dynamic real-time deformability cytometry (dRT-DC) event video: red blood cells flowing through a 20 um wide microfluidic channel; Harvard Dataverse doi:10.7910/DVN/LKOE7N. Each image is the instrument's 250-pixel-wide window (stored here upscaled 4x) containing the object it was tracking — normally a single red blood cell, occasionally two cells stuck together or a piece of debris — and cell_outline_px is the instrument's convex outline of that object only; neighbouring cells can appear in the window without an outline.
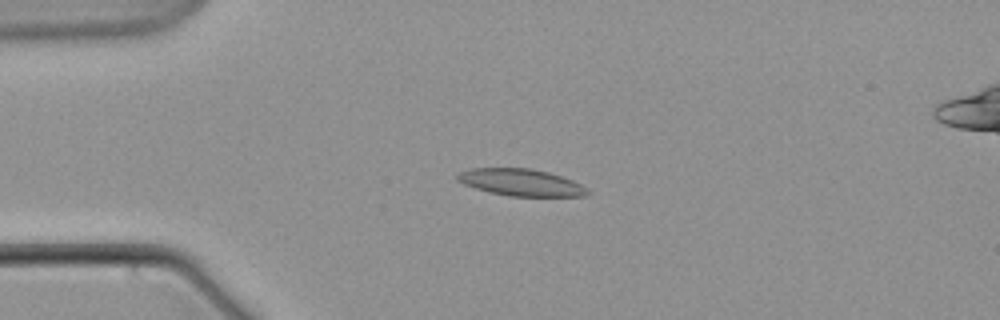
{"species": "common noctule bat (a hibernating species)", "species_latin": "Nyctalus noctula", "temperature_condition": "warm", "stored_images_in_passage": 7, "camera_frame_rate_fps": 3000, "um_per_image_px": 0.085, "animal": {"sex": "male", "body_mass_g": 21.5, "forearm_length_mm": 52.0}, "frame": {"image": 1, "passage_image": 5, "time_ms": 5.0, "image_size_px": [1000, 320], "cell_outline_px": [[592, 192], [588, 196], [508, 196], [488, 192], [464, 184], [456, 180], [456, 176], [460, 172], [472, 168], [532, 168], [548, 172], [572, 180], [588, 188]], "centroid_in_image_um": [44.31, 15.51], "position_along_channel_um": 40.7, "area_um2": 20.52}}